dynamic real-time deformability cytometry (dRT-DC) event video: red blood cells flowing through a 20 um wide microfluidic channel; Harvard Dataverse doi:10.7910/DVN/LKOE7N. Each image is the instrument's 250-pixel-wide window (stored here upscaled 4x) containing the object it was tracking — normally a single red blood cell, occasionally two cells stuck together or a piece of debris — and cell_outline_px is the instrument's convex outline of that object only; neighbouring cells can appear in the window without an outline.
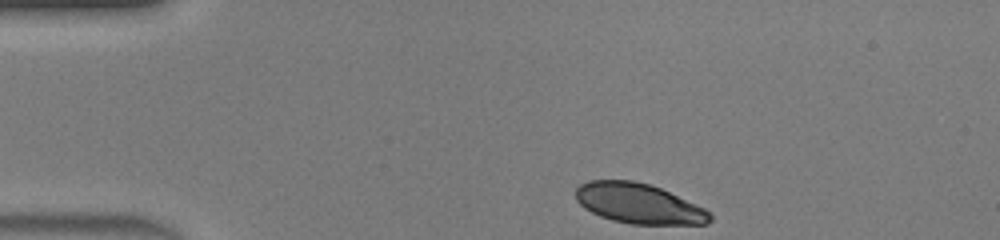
{"species": "human", "species_latin": "Homo sapiens", "temperature_condition": "warm", "stored_images_in_passage": 39, "camera_frame_rate_fps": 3000, "um_per_image_px": 0.085, "donor": {"sex": "male"}, "frame": {"image": 1, "passage_image": 1, "time_ms": 0.0, "image_size_px": [1000, 240], "cell_outline_px": [[712, 220], [708, 224], [632, 224], [612, 220], [600, 216], [584, 208], [576, 200], [576, 188], [580, 184], [588, 180], [632, 180], [648, 184], [660, 188], [704, 208], [712, 212]], "centroid_in_image_um": [54.29, 17.3], "position_along_channel_um": 30.7, "area_um2": 31.33}}
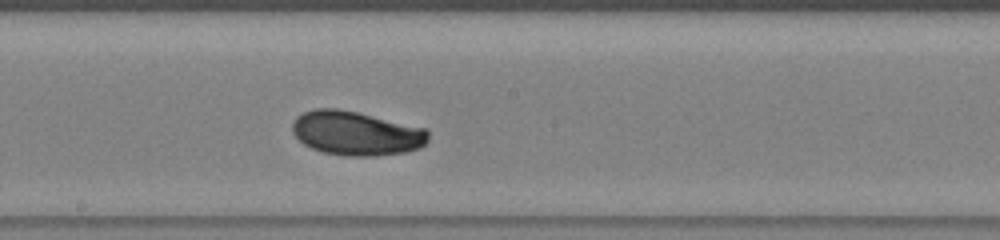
{"frame": {"image": 2, "passage_image": 18, "time_ms": 5.667, "image_size_px": [1000, 240], "cell_outline_px": [[428, 140], [420, 148], [404, 152], [372, 156], [348, 156], [324, 152], [312, 148], [304, 144], [292, 132], [292, 124], [296, 116], [304, 112], [316, 108], [336, 108], [356, 112], [428, 128]], "centroid_in_image_um": [30.28, 11.32], "position_along_channel_um": 217.9, "area_um2": 34.91}}
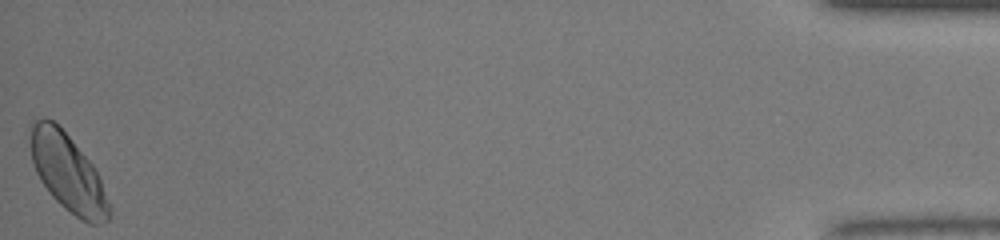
{"frame": {"image": 3, "passage_image": 39, "time_ms": 12.667, "image_size_px": [1000, 240], "cell_outline_px": [[112, 216], [108, 220], [96, 224], [88, 224], [64, 208], [52, 196], [40, 180], [36, 172], [32, 160], [28, 140], [32, 124], [36, 120], [44, 116], [52, 120], [68, 136], [92, 164], [100, 180], [108, 200], [112, 212]], "centroid_in_image_um": [5.74, 14.69], "position_along_channel_um": 429.5, "area_um2": 35.32}, "authors_computed_cell_mechanics": {"area_um2": 33.6974, "velocity_mm_per_s": 4.3894, "shape_relaxation_time_tau1_ms": 3.1844, "shape_relaxation_time_tau2_ms": null, "deformation_change_tau1": 0.1281, "deformation_change_tau2": null}}